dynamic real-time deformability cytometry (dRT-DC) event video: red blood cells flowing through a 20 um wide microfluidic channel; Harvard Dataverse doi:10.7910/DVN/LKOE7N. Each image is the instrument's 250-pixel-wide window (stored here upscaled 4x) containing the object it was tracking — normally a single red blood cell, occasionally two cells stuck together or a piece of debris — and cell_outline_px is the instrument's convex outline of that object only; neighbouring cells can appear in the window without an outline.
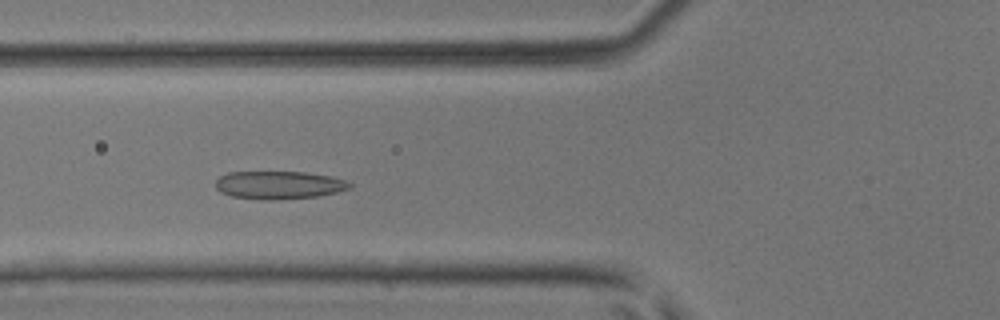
{"species": "common noctule bat (a hibernating species)", "species_latin": "Nyctalus noctula", "temperature_condition": "room temperature", "stored_images_in_passage": 46, "camera_frame_rate_fps": 3000, "um_per_image_px": 0.085, "animal": {"sex": "male", "body_mass_g": 17.9, "forearm_length_mm": 54.2}, "frame": {"image": 1, "passage_image": 16, "time_ms": 5.0, "image_size_px": [1000, 320], "cell_outline_px": [[352, 188], [336, 192], [316, 196], [272, 200], [260, 200], [232, 196], [220, 192], [216, 188], [216, 180], [220, 176], [228, 172], [304, 172], [332, 176], [348, 180], [352, 184]], "centroid_in_image_um": [23.73, 15.72], "position_along_channel_um": 102.1, "area_um2": 21.96}}
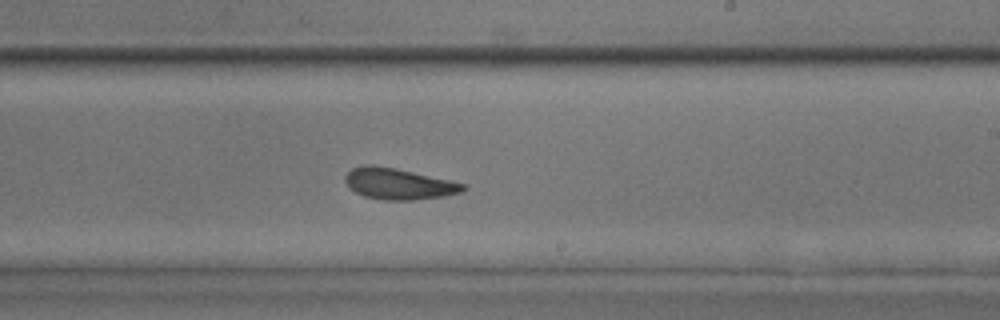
{"frame": {"image": 2, "passage_image": 27, "time_ms": 8.667, "image_size_px": [1000, 320], "cell_outline_px": [[468, 188], [460, 192], [444, 196], [412, 200], [380, 200], [364, 196], [356, 192], [344, 180], [344, 176], [352, 168], [368, 164], [372, 164], [396, 168], [448, 180], [464, 184]], "centroid_in_image_um": [33.86, 15.62], "position_along_channel_um": 255.1, "area_um2": 21.21}}
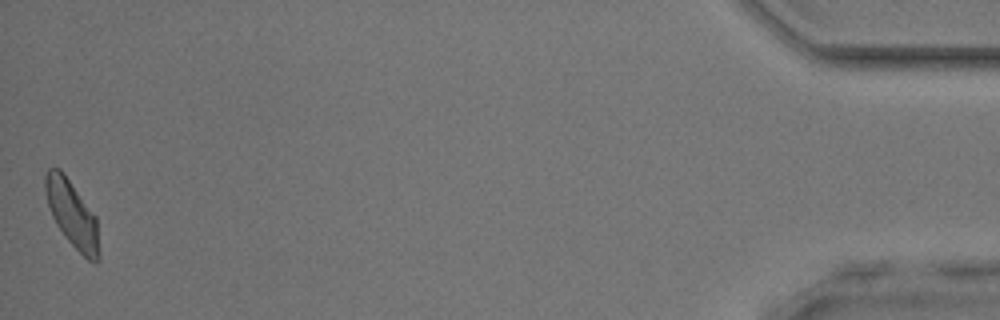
{"frame": {"image": 3, "passage_image": 46, "time_ms": 15.0, "image_size_px": [1000, 320], "cell_outline_px": [[100, 260], [96, 264], [88, 260], [64, 236], [56, 224], [52, 216], [44, 192], [44, 176], [48, 168], [60, 168], [96, 216], [100, 252]], "centroid_in_image_um": [6.13, 18.21], "position_along_channel_um": 429.1, "area_um2": 20.92}, "authors_computed_cell_mechanics": {"area_um2": 21.4438, "velocity_mm_per_s": 4.1947, "shape_relaxation_time_tau1_ms": 3.9389, "shape_relaxation_time_tau2_ms": 2.0096, "deformation_change_tau1": 0.1134, "deformation_change_tau2": 0.1029}}